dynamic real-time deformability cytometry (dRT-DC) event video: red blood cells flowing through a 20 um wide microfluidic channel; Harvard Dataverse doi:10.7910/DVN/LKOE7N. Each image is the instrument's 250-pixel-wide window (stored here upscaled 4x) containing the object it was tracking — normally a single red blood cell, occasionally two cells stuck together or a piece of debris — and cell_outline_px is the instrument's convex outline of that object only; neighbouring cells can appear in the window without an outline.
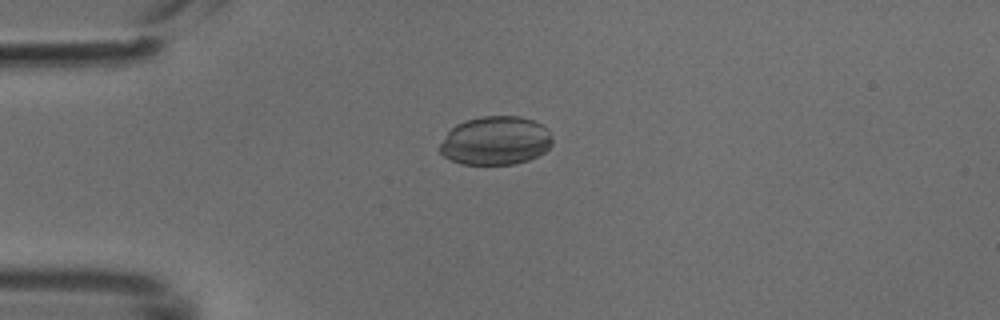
{"species": "common noctule bat (a hibernating species)", "species_latin": "Nyctalus noctula", "temperature_condition": "cold", "stored_images_in_passage": 6, "camera_frame_rate_fps": 3000, "um_per_image_px": 0.085, "animal": {"sex": "male", "body_mass_g": 18.8}, "frame": {"image": 1, "passage_image": 4, "time_ms": 1.0, "image_size_px": [1000, 320], "cell_outline_px": [[552, 144], [544, 152], [528, 160], [516, 164], [460, 164], [444, 156], [440, 152], [440, 144], [448, 132], [456, 124], [468, 120], [484, 116], [520, 116], [532, 120], [548, 128], [552, 140]], "centroid_in_image_um": [42.14, 11.96], "position_along_channel_um": 42.9, "area_um2": 31.73}}
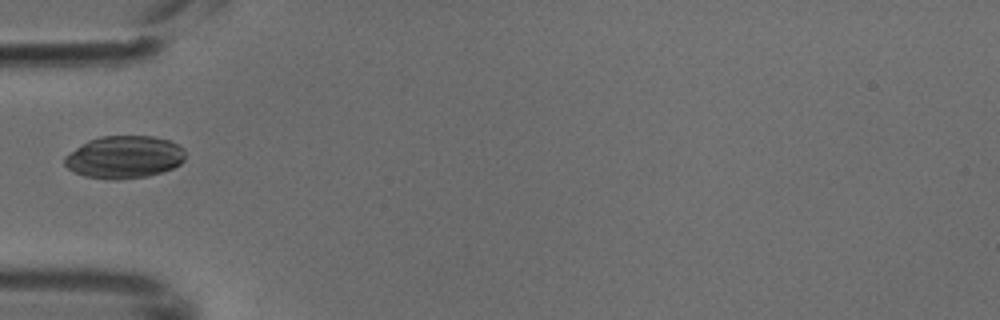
{"frame": {"image": 2, "passage_image": 5, "time_ms": 1.333, "image_size_px": [1000, 320], "cell_outline_px": [[184, 160], [180, 164], [172, 168], [148, 176], [116, 180], [108, 180], [84, 176], [72, 172], [64, 164], [64, 156], [68, 152], [88, 140], [100, 136], [152, 136], [168, 140], [184, 148]], "centroid_in_image_um": [10.51, 13.36], "position_along_channel_um": 74.5, "area_um2": 30.11}}
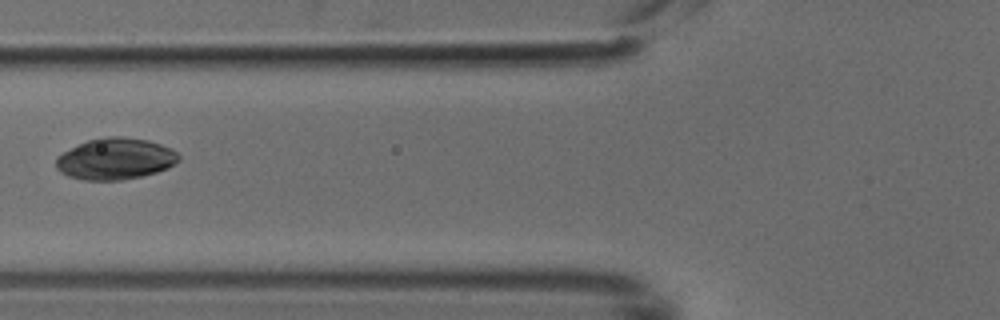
{"frame": {"image": 3, "passage_image": 6, "time_ms": 1.667, "image_size_px": [1000, 320], "cell_outline_px": [[180, 160], [168, 168], [156, 172], [140, 176], [120, 180], [84, 180], [68, 176], [60, 172], [56, 168], [56, 156], [88, 140], [104, 136], [124, 136], [148, 140], [172, 148], [180, 156]], "centroid_in_image_um": [9.81, 13.49], "position_along_channel_um": 116.0, "area_um2": 29.65}}